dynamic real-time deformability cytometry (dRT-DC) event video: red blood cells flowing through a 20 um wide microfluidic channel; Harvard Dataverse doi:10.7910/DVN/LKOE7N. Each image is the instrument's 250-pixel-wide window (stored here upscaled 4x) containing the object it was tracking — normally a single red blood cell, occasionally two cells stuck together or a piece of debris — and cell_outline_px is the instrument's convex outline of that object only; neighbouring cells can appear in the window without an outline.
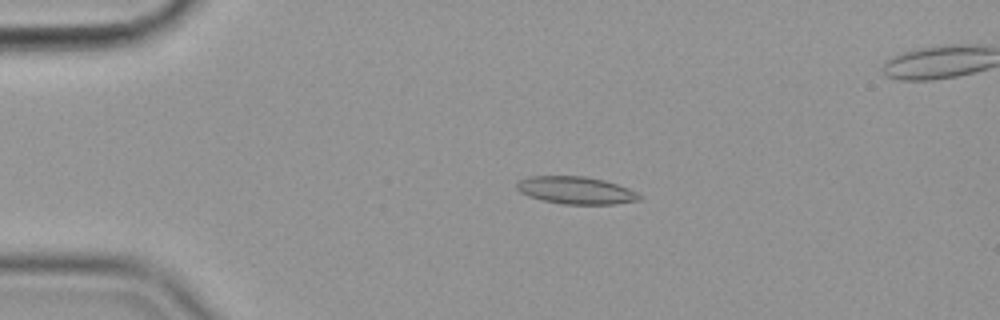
{"species": "common noctule bat (a hibernating species)", "species_latin": "Nyctalus noctula", "temperature_condition": "cold", "stored_images_in_passage": 46, "camera_frame_rate_fps": 3000, "um_per_image_px": 0.085, "animal": {"sex": "female", "body_mass_g": 19.9}, "frame": {"image": 1, "passage_image": 1, "time_ms": 0.0, "image_size_px": [1000, 320], "cell_outline_px": [[644, 196], [640, 200], [616, 204], [564, 204], [544, 200], [528, 196], [520, 192], [516, 188], [516, 184], [520, 180], [532, 176], [584, 176], [604, 180], [628, 188]], "centroid_in_image_um": [48.98, 16.18], "position_along_channel_um": 36.0, "area_um2": 19.54}}
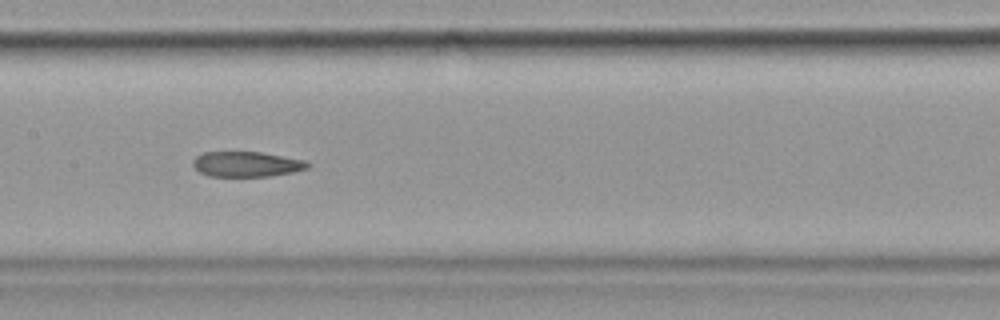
{"frame": {"image": 2, "passage_image": 17, "time_ms": 5.333, "image_size_px": [1000, 320], "cell_outline_px": [[312, 164], [308, 168], [292, 172], [272, 176], [208, 176], [200, 172], [192, 164], [192, 160], [196, 156], [204, 152], [260, 152], [304, 160]], "centroid_in_image_um": [20.95, 13.95], "position_along_channel_um": 186.4, "area_um2": 16.82}}
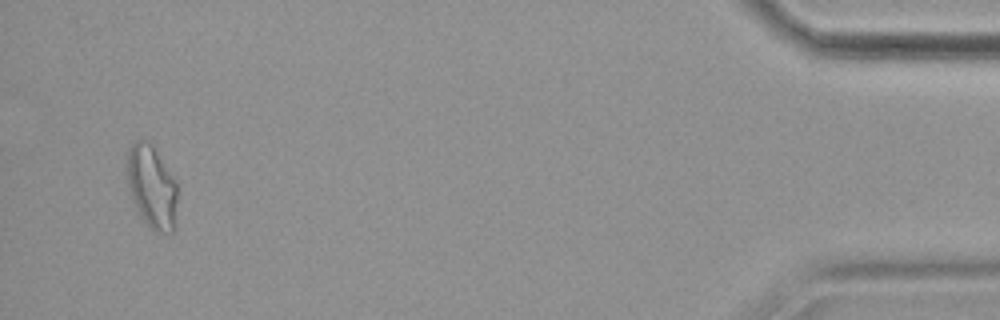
{"frame": {"image": 3, "passage_image": 43, "time_ms": 14.0, "image_size_px": [1000, 320], "cell_outline_px": [[176, 228], [172, 232], [152, 232], [136, 212], [128, 192], [124, 172], [124, 160], [128, 148], [132, 140], [152, 140], [176, 180]], "centroid_in_image_um": [12.83, 15.82], "position_along_channel_um": 422.4, "area_um2": 26.18}, "authors_computed_cell_mechanics": {"area_um2": 19.074, "velocity_mm_per_s": 3.58, "shape_relaxation_time_tau1_ms": null, "shape_relaxation_time_tau2_ms": 6.0826, "deformation_change_tau1": null, "deformation_change_tau2": 0.1397}}